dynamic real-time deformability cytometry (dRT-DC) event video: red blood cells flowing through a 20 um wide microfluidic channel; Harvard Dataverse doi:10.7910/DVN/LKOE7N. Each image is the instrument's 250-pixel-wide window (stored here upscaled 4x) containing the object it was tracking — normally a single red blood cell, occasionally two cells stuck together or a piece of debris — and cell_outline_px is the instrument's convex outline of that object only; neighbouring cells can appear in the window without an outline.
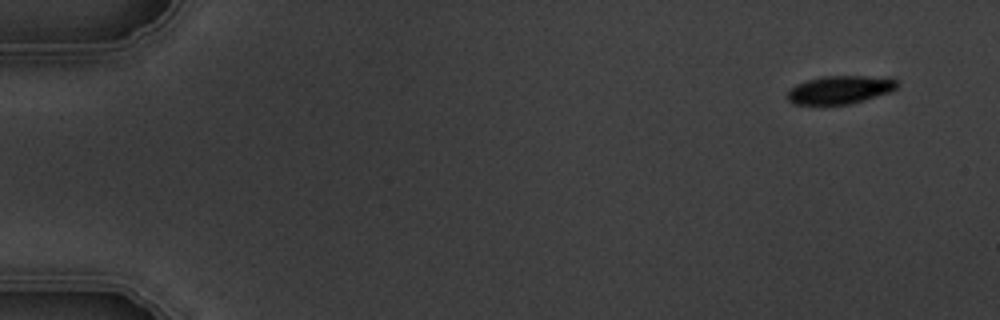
{"species": "common noctule bat (a hibernating species)", "species_latin": "Nyctalus noctula", "temperature_condition": "warm", "stored_images_in_passage": 4, "camera_frame_rate_fps": 3000, "um_per_image_px": 0.085, "animal": {"sex": "male", "body_mass_g": 19.5, "forearm_length_mm": 54.6}, "frame": {"image": 1, "passage_image": 1, "time_ms": 0.0, "image_size_px": [1000, 320], "cell_outline_px": [[900, 84], [892, 92], [852, 104], [792, 104], [788, 100], [788, 92], [796, 84], [820, 76], [888, 76], [896, 80]], "centroid_in_image_um": [71.48, 7.62], "position_along_channel_um": 13.5, "area_um2": 18.26}}
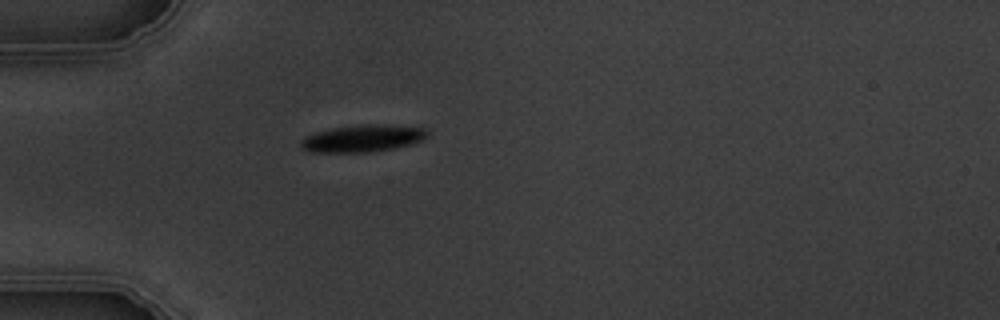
{"frame": {"image": 2, "passage_image": 4, "time_ms": 4.333, "image_size_px": [1000, 320], "cell_outline_px": [[428, 136], [420, 140], [396, 148], [368, 152], [312, 152], [300, 148], [300, 140], [304, 136], [316, 132], [332, 128], [364, 124], [372, 124], [424, 128], [428, 132]], "centroid_in_image_um": [30.75, 11.77], "position_along_channel_um": 54.2, "area_um2": 19.77}}